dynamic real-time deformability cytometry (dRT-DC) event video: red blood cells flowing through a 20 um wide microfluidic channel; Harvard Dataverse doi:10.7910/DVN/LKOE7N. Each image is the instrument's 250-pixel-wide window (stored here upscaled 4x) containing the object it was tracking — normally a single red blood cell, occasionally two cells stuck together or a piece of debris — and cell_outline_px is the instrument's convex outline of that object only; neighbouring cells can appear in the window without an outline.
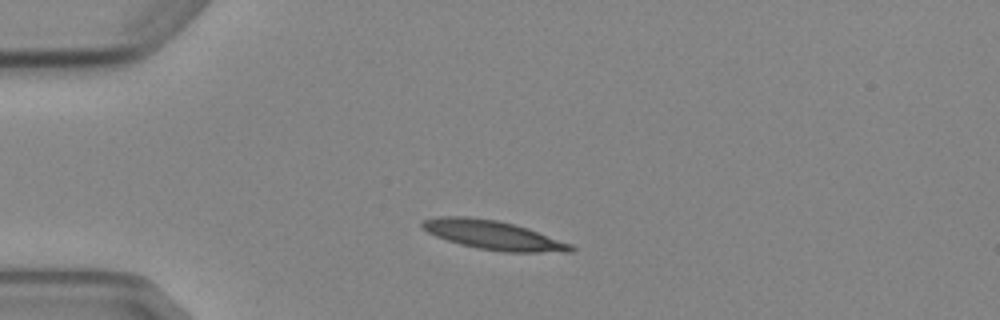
{"species": "Egyptian fruit bat (a non-hibernating species)", "species_latin": "Rousettus aegyptiacus", "temperature_condition": "cold", "stored_images_in_passage": 2, "camera_frame_rate_fps": 3000, "um_per_image_px": 0.085, "animal": {"sex": "female"}, "frame": {"image": 1, "passage_image": 1, "time_ms": 0.0, "image_size_px": [1000, 320], "cell_outline_px": [[576, 248], [572, 252], [504, 252], [476, 248], [460, 244], [436, 236], [428, 232], [420, 224], [424, 220], [440, 216], [468, 216], [496, 220], [528, 228], [572, 244]], "centroid_in_image_um": [41.95, 19.99], "position_along_channel_um": 43.0, "area_um2": 25.03}}